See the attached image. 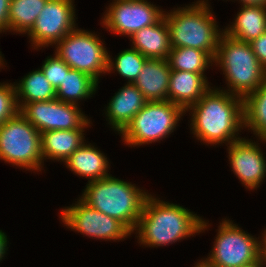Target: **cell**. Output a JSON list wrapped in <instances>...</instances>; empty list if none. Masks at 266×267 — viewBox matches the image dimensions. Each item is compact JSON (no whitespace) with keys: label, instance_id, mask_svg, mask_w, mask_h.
Here are the masks:
<instances>
[{"label":"cell","instance_id":"19","mask_svg":"<svg viewBox=\"0 0 266 267\" xmlns=\"http://www.w3.org/2000/svg\"><path fill=\"white\" fill-rule=\"evenodd\" d=\"M171 69L167 59L148 58L133 83L148 101L168 100Z\"/></svg>","mask_w":266,"mask_h":267},{"label":"cell","instance_id":"21","mask_svg":"<svg viewBox=\"0 0 266 267\" xmlns=\"http://www.w3.org/2000/svg\"><path fill=\"white\" fill-rule=\"evenodd\" d=\"M234 20L224 26L223 33L243 42H251L266 32V7L240 6Z\"/></svg>","mask_w":266,"mask_h":267},{"label":"cell","instance_id":"31","mask_svg":"<svg viewBox=\"0 0 266 267\" xmlns=\"http://www.w3.org/2000/svg\"><path fill=\"white\" fill-rule=\"evenodd\" d=\"M10 1L0 0V34L9 32Z\"/></svg>","mask_w":266,"mask_h":267},{"label":"cell","instance_id":"26","mask_svg":"<svg viewBox=\"0 0 266 267\" xmlns=\"http://www.w3.org/2000/svg\"><path fill=\"white\" fill-rule=\"evenodd\" d=\"M48 0H11L9 32L27 34L34 26L38 15Z\"/></svg>","mask_w":266,"mask_h":267},{"label":"cell","instance_id":"35","mask_svg":"<svg viewBox=\"0 0 266 267\" xmlns=\"http://www.w3.org/2000/svg\"><path fill=\"white\" fill-rule=\"evenodd\" d=\"M239 267H266V262H265L264 259L259 257L258 259L254 260L252 262L243 264V265H241Z\"/></svg>","mask_w":266,"mask_h":267},{"label":"cell","instance_id":"37","mask_svg":"<svg viewBox=\"0 0 266 267\" xmlns=\"http://www.w3.org/2000/svg\"><path fill=\"white\" fill-rule=\"evenodd\" d=\"M1 50V49H0ZM4 57H3V54L2 52L0 51V69H4V67H6V65L4 64V62L6 63V61H4Z\"/></svg>","mask_w":266,"mask_h":267},{"label":"cell","instance_id":"11","mask_svg":"<svg viewBox=\"0 0 266 267\" xmlns=\"http://www.w3.org/2000/svg\"><path fill=\"white\" fill-rule=\"evenodd\" d=\"M151 3L148 0H112L105 7L100 23L112 34L130 37L136 31L156 24L164 16L165 10Z\"/></svg>","mask_w":266,"mask_h":267},{"label":"cell","instance_id":"36","mask_svg":"<svg viewBox=\"0 0 266 267\" xmlns=\"http://www.w3.org/2000/svg\"><path fill=\"white\" fill-rule=\"evenodd\" d=\"M198 262L194 263L193 267H212L208 265L202 258L201 260H197Z\"/></svg>","mask_w":266,"mask_h":267},{"label":"cell","instance_id":"15","mask_svg":"<svg viewBox=\"0 0 266 267\" xmlns=\"http://www.w3.org/2000/svg\"><path fill=\"white\" fill-rule=\"evenodd\" d=\"M147 102L148 100L133 83H125L104 107L103 114L107 124L115 133L120 134Z\"/></svg>","mask_w":266,"mask_h":267},{"label":"cell","instance_id":"6","mask_svg":"<svg viewBox=\"0 0 266 267\" xmlns=\"http://www.w3.org/2000/svg\"><path fill=\"white\" fill-rule=\"evenodd\" d=\"M0 160L34 173L44 170L41 133L20 112L0 125Z\"/></svg>","mask_w":266,"mask_h":267},{"label":"cell","instance_id":"30","mask_svg":"<svg viewBox=\"0 0 266 267\" xmlns=\"http://www.w3.org/2000/svg\"><path fill=\"white\" fill-rule=\"evenodd\" d=\"M249 43L258 61L266 69V32Z\"/></svg>","mask_w":266,"mask_h":267},{"label":"cell","instance_id":"1","mask_svg":"<svg viewBox=\"0 0 266 267\" xmlns=\"http://www.w3.org/2000/svg\"><path fill=\"white\" fill-rule=\"evenodd\" d=\"M221 88L211 87L185 111L191 116L190 133L207 146H227L243 138L239 135L244 130L243 98Z\"/></svg>","mask_w":266,"mask_h":267},{"label":"cell","instance_id":"12","mask_svg":"<svg viewBox=\"0 0 266 267\" xmlns=\"http://www.w3.org/2000/svg\"><path fill=\"white\" fill-rule=\"evenodd\" d=\"M74 0H48L32 29L26 34L31 47L41 50L53 46L76 29Z\"/></svg>","mask_w":266,"mask_h":267},{"label":"cell","instance_id":"13","mask_svg":"<svg viewBox=\"0 0 266 267\" xmlns=\"http://www.w3.org/2000/svg\"><path fill=\"white\" fill-rule=\"evenodd\" d=\"M19 112L40 132L80 128L89 118L79 105L58 99L25 103Z\"/></svg>","mask_w":266,"mask_h":267},{"label":"cell","instance_id":"5","mask_svg":"<svg viewBox=\"0 0 266 267\" xmlns=\"http://www.w3.org/2000/svg\"><path fill=\"white\" fill-rule=\"evenodd\" d=\"M214 65L223 72L227 89L232 95L245 98L266 80V69L258 61L250 43L222 33L218 41Z\"/></svg>","mask_w":266,"mask_h":267},{"label":"cell","instance_id":"8","mask_svg":"<svg viewBox=\"0 0 266 267\" xmlns=\"http://www.w3.org/2000/svg\"><path fill=\"white\" fill-rule=\"evenodd\" d=\"M97 33L76 28L57 42L54 52L71 69L88 74L98 83L107 73L108 50Z\"/></svg>","mask_w":266,"mask_h":267},{"label":"cell","instance_id":"10","mask_svg":"<svg viewBox=\"0 0 266 267\" xmlns=\"http://www.w3.org/2000/svg\"><path fill=\"white\" fill-rule=\"evenodd\" d=\"M75 203L63 207L60 219L67 229L96 240L123 241L132 233L118 220L97 211L79 197Z\"/></svg>","mask_w":266,"mask_h":267},{"label":"cell","instance_id":"29","mask_svg":"<svg viewBox=\"0 0 266 267\" xmlns=\"http://www.w3.org/2000/svg\"><path fill=\"white\" fill-rule=\"evenodd\" d=\"M40 69L45 74V77L50 84L57 89L64 78V70H70L71 68L65 63L56 53L53 56H47Z\"/></svg>","mask_w":266,"mask_h":267},{"label":"cell","instance_id":"17","mask_svg":"<svg viewBox=\"0 0 266 267\" xmlns=\"http://www.w3.org/2000/svg\"><path fill=\"white\" fill-rule=\"evenodd\" d=\"M205 74L171 70L168 100L185 111L211 88Z\"/></svg>","mask_w":266,"mask_h":267},{"label":"cell","instance_id":"3","mask_svg":"<svg viewBox=\"0 0 266 267\" xmlns=\"http://www.w3.org/2000/svg\"><path fill=\"white\" fill-rule=\"evenodd\" d=\"M80 199L90 207L121 222L134 232L142 213L148 190L115 176L87 182Z\"/></svg>","mask_w":266,"mask_h":267},{"label":"cell","instance_id":"22","mask_svg":"<svg viewBox=\"0 0 266 267\" xmlns=\"http://www.w3.org/2000/svg\"><path fill=\"white\" fill-rule=\"evenodd\" d=\"M98 82L88 74L75 69L64 70V78L56 89V99L75 105L89 99L98 91Z\"/></svg>","mask_w":266,"mask_h":267},{"label":"cell","instance_id":"27","mask_svg":"<svg viewBox=\"0 0 266 267\" xmlns=\"http://www.w3.org/2000/svg\"><path fill=\"white\" fill-rule=\"evenodd\" d=\"M108 52L107 73H118L127 83H134L141 69L148 59L134 48H127L118 53L114 58Z\"/></svg>","mask_w":266,"mask_h":267},{"label":"cell","instance_id":"14","mask_svg":"<svg viewBox=\"0 0 266 267\" xmlns=\"http://www.w3.org/2000/svg\"><path fill=\"white\" fill-rule=\"evenodd\" d=\"M261 143L266 144V139L257 138L255 141L243 137L226 148L231 171L241 184L251 191L257 190L266 177V157Z\"/></svg>","mask_w":266,"mask_h":267},{"label":"cell","instance_id":"24","mask_svg":"<svg viewBox=\"0 0 266 267\" xmlns=\"http://www.w3.org/2000/svg\"><path fill=\"white\" fill-rule=\"evenodd\" d=\"M243 113L244 129L256 138L266 139V80L243 99Z\"/></svg>","mask_w":266,"mask_h":267},{"label":"cell","instance_id":"28","mask_svg":"<svg viewBox=\"0 0 266 267\" xmlns=\"http://www.w3.org/2000/svg\"><path fill=\"white\" fill-rule=\"evenodd\" d=\"M19 112L14 83L0 82V125Z\"/></svg>","mask_w":266,"mask_h":267},{"label":"cell","instance_id":"4","mask_svg":"<svg viewBox=\"0 0 266 267\" xmlns=\"http://www.w3.org/2000/svg\"><path fill=\"white\" fill-rule=\"evenodd\" d=\"M192 3L164 12L171 47H192L215 58L223 28L218 26L208 0Z\"/></svg>","mask_w":266,"mask_h":267},{"label":"cell","instance_id":"33","mask_svg":"<svg viewBox=\"0 0 266 267\" xmlns=\"http://www.w3.org/2000/svg\"><path fill=\"white\" fill-rule=\"evenodd\" d=\"M260 257L266 262V228L260 235Z\"/></svg>","mask_w":266,"mask_h":267},{"label":"cell","instance_id":"32","mask_svg":"<svg viewBox=\"0 0 266 267\" xmlns=\"http://www.w3.org/2000/svg\"><path fill=\"white\" fill-rule=\"evenodd\" d=\"M8 244L9 241L7 234L2 230H0V262L2 261V259H4L5 255L7 254L9 248Z\"/></svg>","mask_w":266,"mask_h":267},{"label":"cell","instance_id":"20","mask_svg":"<svg viewBox=\"0 0 266 267\" xmlns=\"http://www.w3.org/2000/svg\"><path fill=\"white\" fill-rule=\"evenodd\" d=\"M129 40L132 48L152 59H167L172 48L164 16L156 24L136 31Z\"/></svg>","mask_w":266,"mask_h":267},{"label":"cell","instance_id":"23","mask_svg":"<svg viewBox=\"0 0 266 267\" xmlns=\"http://www.w3.org/2000/svg\"><path fill=\"white\" fill-rule=\"evenodd\" d=\"M18 109L25 103L56 99V89L50 84L43 71L38 68L14 82Z\"/></svg>","mask_w":266,"mask_h":267},{"label":"cell","instance_id":"7","mask_svg":"<svg viewBox=\"0 0 266 267\" xmlns=\"http://www.w3.org/2000/svg\"><path fill=\"white\" fill-rule=\"evenodd\" d=\"M185 114L182 107L169 100L148 101L119 136L124 145L133 148L160 142L175 131Z\"/></svg>","mask_w":266,"mask_h":267},{"label":"cell","instance_id":"34","mask_svg":"<svg viewBox=\"0 0 266 267\" xmlns=\"http://www.w3.org/2000/svg\"><path fill=\"white\" fill-rule=\"evenodd\" d=\"M235 1H238V3H241L240 4L241 6L254 5V6L266 7V0H234L233 2Z\"/></svg>","mask_w":266,"mask_h":267},{"label":"cell","instance_id":"18","mask_svg":"<svg viewBox=\"0 0 266 267\" xmlns=\"http://www.w3.org/2000/svg\"><path fill=\"white\" fill-rule=\"evenodd\" d=\"M109 158L91 143L84 142L64 162L74 175L85 177L88 182L110 176ZM109 172V173H108Z\"/></svg>","mask_w":266,"mask_h":267},{"label":"cell","instance_id":"16","mask_svg":"<svg viewBox=\"0 0 266 267\" xmlns=\"http://www.w3.org/2000/svg\"><path fill=\"white\" fill-rule=\"evenodd\" d=\"M90 118L78 129L53 130L41 133V153L43 162L47 159L57 162H65L67 158L77 150L84 142L85 128L92 124Z\"/></svg>","mask_w":266,"mask_h":267},{"label":"cell","instance_id":"25","mask_svg":"<svg viewBox=\"0 0 266 267\" xmlns=\"http://www.w3.org/2000/svg\"><path fill=\"white\" fill-rule=\"evenodd\" d=\"M171 70L206 74L214 65V58L207 52L192 47H172L167 58Z\"/></svg>","mask_w":266,"mask_h":267},{"label":"cell","instance_id":"9","mask_svg":"<svg viewBox=\"0 0 266 267\" xmlns=\"http://www.w3.org/2000/svg\"><path fill=\"white\" fill-rule=\"evenodd\" d=\"M234 221L219 222L212 250L202 258L212 267H239L260 257V237H254Z\"/></svg>","mask_w":266,"mask_h":267},{"label":"cell","instance_id":"2","mask_svg":"<svg viewBox=\"0 0 266 267\" xmlns=\"http://www.w3.org/2000/svg\"><path fill=\"white\" fill-rule=\"evenodd\" d=\"M208 220L176 203L163 201L150 192L147 195L137 226L138 244L158 248L183 241L196 234L208 231Z\"/></svg>","mask_w":266,"mask_h":267}]
</instances>
